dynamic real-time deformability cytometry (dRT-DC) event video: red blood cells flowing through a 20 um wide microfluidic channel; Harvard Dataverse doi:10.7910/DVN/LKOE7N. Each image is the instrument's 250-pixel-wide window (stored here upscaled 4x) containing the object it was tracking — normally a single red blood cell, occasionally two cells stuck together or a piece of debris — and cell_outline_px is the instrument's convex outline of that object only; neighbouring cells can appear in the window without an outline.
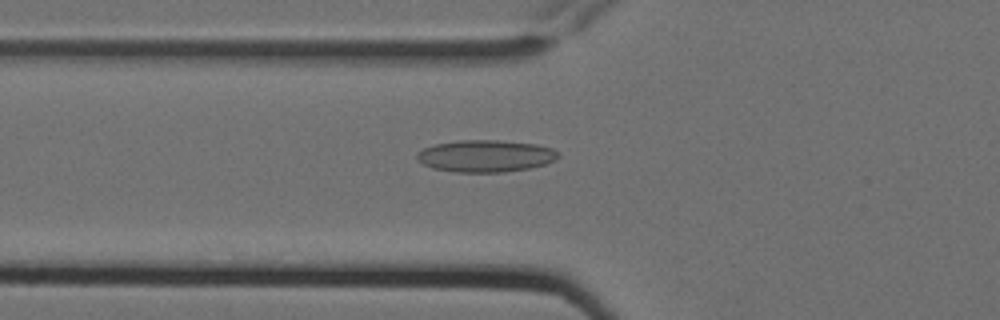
{"species": "Egyptian fruit bat (a non-hibernating species)", "species_latin": "Rousettus aegyptiacus", "temperature_condition": "cold", "stored_images_in_passage": 6, "camera_frame_rate_fps": 3000, "um_per_image_px": 0.085, "animal": {"sex": "female"}, "frame": {"image": 1, "passage_image": 6, "time_ms": 1.667, "image_size_px": [1000, 320], "cell_outline_px": [[560, 156], [556, 160], [532, 168], [504, 172], [456, 172], [432, 168], [424, 164], [416, 156], [416, 152], [424, 148], [436, 144], [460, 140], [496, 140], [536, 144], [552, 148], [560, 152]], "centroid_in_image_um": [41.31, 13.26], "position_along_channel_um": 84.5, "area_um2": 26.41}}